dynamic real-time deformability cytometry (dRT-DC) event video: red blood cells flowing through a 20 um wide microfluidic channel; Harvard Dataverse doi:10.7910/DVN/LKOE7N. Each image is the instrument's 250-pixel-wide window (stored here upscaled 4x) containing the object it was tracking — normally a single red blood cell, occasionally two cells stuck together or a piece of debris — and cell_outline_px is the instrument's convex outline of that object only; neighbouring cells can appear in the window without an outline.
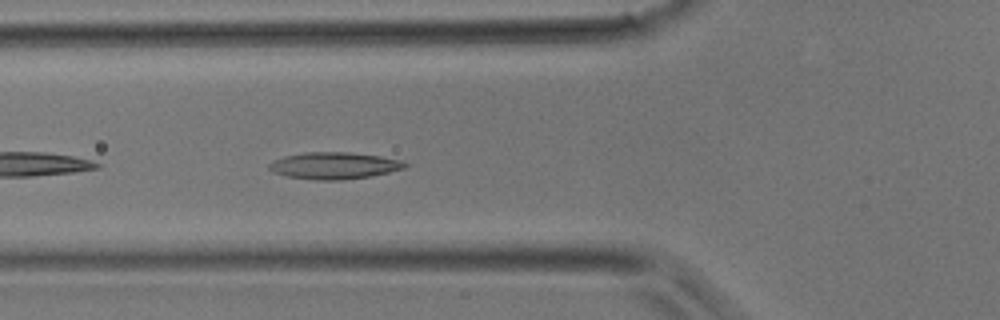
{"species": "common noctule bat (a hibernating species)", "species_latin": "Nyctalus noctula", "temperature_condition": "room temperature", "stored_images_in_passage": 27, "camera_frame_rate_fps": 3000, "um_per_image_px": 0.085, "animal": {"sex": "male", "body_mass_g": 17.9}, "frame": {"image": 1, "passage_image": 12, "time_ms": 3.667, "image_size_px": [1000, 320], "cell_outline_px": [[408, 164], [404, 168], [372, 176], [340, 180], [316, 180], [288, 176], [272, 172], [268, 168], [268, 164], [272, 160], [284, 156], [304, 152], [348, 152], [380, 156], [400, 160]], "centroid_in_image_um": [28.36, 14.07], "position_along_channel_um": 97.4, "area_um2": 21.21}}